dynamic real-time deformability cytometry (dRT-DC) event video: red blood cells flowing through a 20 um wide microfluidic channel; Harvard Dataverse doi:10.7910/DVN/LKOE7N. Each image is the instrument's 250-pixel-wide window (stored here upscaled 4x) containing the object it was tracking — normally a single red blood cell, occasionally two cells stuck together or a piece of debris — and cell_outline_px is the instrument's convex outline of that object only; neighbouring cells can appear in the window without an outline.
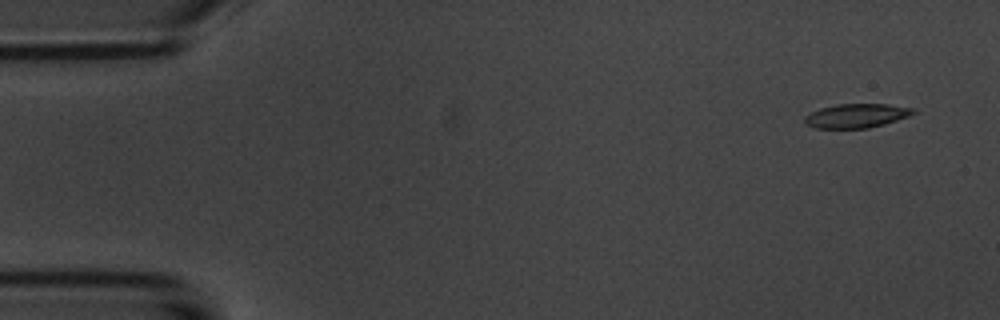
{"species": "common noctule bat (a hibernating species)", "species_latin": "Nyctalus noctula", "temperature_condition": "room temperature", "stored_images_in_passage": 4, "camera_frame_rate_fps": 3000, "um_per_image_px": 0.085, "animal": {"sex": "male", "body_mass_g": 20.1, "forearm_length_mm": 53.5}, "frame": {"image": 1, "passage_image": 1, "time_ms": 0.0, "image_size_px": [1000, 320], "cell_outline_px": [[916, 112], [908, 116], [884, 124], [868, 128], [816, 128], [804, 124], [804, 116], [820, 108], [836, 104], [888, 104], [916, 108]], "centroid_in_image_um": [72.79, 9.83], "position_along_channel_um": 12.2, "area_um2": 15.26}}